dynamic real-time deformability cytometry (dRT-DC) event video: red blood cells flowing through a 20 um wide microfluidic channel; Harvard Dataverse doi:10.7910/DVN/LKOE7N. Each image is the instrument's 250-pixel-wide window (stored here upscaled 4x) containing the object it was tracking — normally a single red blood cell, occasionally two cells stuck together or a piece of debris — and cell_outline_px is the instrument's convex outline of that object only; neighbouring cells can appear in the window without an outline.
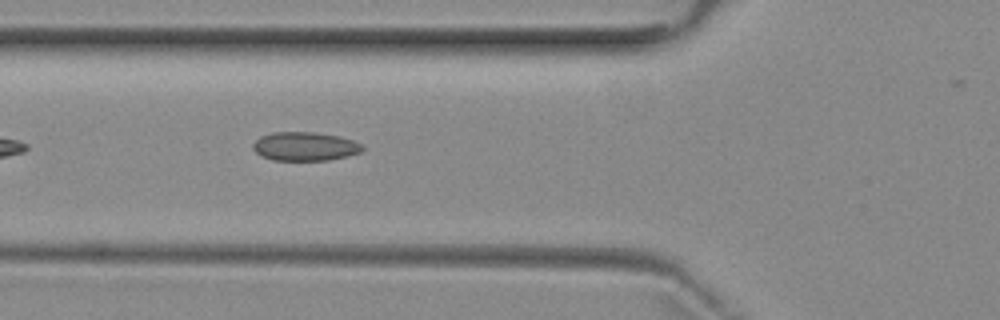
{"species": "common noctule bat (a hibernating species)", "species_latin": "Nyctalus noctula", "temperature_condition": "room temperature", "stored_images_in_passage": 4, "camera_frame_rate_fps": 3000, "um_per_image_px": 0.085, "animal": {"sex": "female", "body_mass_g": 29.2, "forearm_length_mm": 56.3}, "frame": {"image": 1, "passage_image": 4, "time_ms": 4.0, "image_size_px": [1000, 320], "cell_outline_px": [[364, 148], [360, 152], [348, 156], [328, 160], [272, 160], [260, 156], [252, 148], [252, 144], [260, 136], [272, 132], [312, 132], [340, 136], [352, 140], [360, 144]], "centroid_in_image_um": [25.88, 12.44], "position_along_channel_um": 99.9, "area_um2": 18.38}}